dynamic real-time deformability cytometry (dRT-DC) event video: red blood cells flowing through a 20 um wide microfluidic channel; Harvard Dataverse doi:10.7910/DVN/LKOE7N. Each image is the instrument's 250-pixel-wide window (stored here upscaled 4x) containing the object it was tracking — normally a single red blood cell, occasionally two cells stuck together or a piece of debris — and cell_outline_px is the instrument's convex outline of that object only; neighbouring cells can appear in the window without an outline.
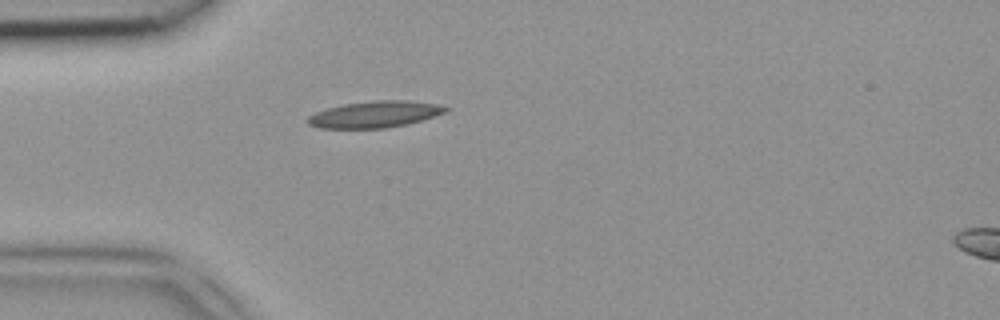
{"species": "common noctule bat (a hibernating species)", "species_latin": "Nyctalus noctula", "temperature_condition": "room temperature", "stored_images_in_passage": 1, "camera_frame_rate_fps": 3000, "um_per_image_px": 0.085, "animal": {"sex": "female", "body_mass_g": 18.4}, "frame": {"image": 1, "passage_image": 1, "time_ms": 0.0, "image_size_px": [1000, 320], "cell_outline_px": [[448, 108], [444, 112], [408, 124], [384, 128], [320, 128], [308, 124], [308, 116], [316, 112], [328, 108], [344, 104], [376, 100], [408, 100], [436, 104]], "centroid_in_image_um": [31.82, 9.72], "position_along_channel_um": 53.2, "area_um2": 20.92}}